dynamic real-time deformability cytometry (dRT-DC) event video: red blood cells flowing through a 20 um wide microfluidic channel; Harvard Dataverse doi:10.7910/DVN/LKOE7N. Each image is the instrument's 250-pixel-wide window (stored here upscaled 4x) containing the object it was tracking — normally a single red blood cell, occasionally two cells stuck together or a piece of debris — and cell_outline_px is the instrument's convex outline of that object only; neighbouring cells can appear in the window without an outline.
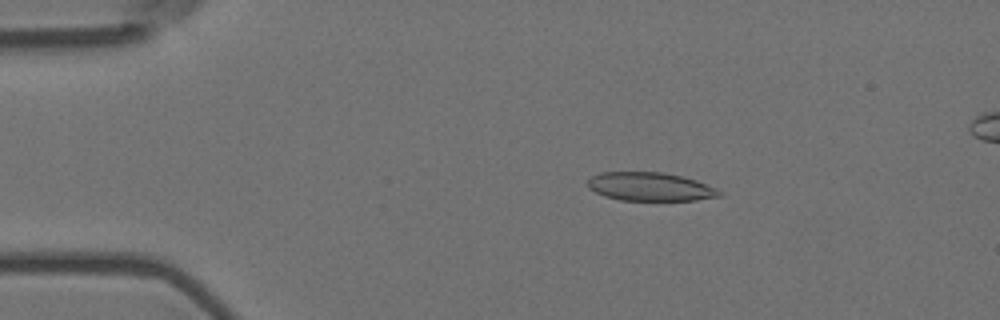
{"species": "Egyptian fruit bat (a non-hibernating species)", "species_latin": "Rousettus aegyptiacus", "temperature_condition": "room temperature", "stored_images_in_passage": 5, "camera_frame_rate_fps": 3000, "um_per_image_px": 0.085, "animal": {"sex": "female"}, "frame": {"image": 1, "passage_image": 3, "time_ms": 0.667, "image_size_px": [1000, 320], "cell_outline_px": [[720, 196], [696, 200], [620, 200], [604, 196], [588, 188], [588, 180], [592, 176], [600, 172], [664, 172], [684, 176], [696, 180], [716, 188], [720, 192]], "centroid_in_image_um": [55.25, 15.86], "position_along_channel_um": 29.8, "area_um2": 21.85}}